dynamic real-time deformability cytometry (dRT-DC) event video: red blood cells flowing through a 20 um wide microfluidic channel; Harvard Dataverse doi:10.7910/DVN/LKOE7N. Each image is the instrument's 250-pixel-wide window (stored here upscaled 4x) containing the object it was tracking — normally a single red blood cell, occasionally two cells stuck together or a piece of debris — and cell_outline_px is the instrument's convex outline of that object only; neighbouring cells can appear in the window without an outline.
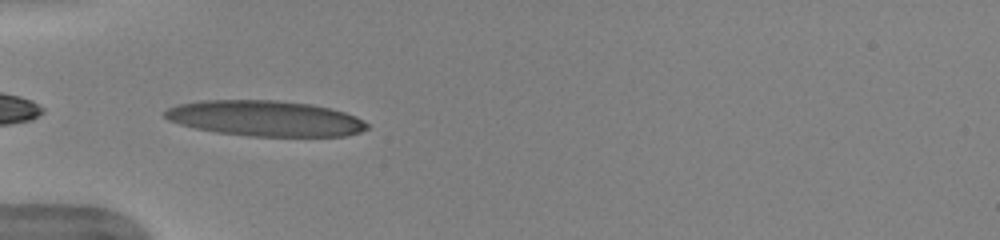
{"species": "human", "species_latin": "Homo sapiens", "temperature_condition": "warm", "stored_images_in_passage": 34, "camera_frame_rate_fps": 3000, "um_per_image_px": 0.085, "donor": {"sex": "female"}, "frame": {"image": 1, "passage_image": 1, "time_ms": 0.0, "image_size_px": [1000, 240], "cell_outline_px": [[368, 128], [360, 132], [344, 136], [248, 136], [216, 132], [196, 128], [180, 124], [168, 120], [164, 116], [164, 112], [168, 108], [176, 104], [200, 100], [276, 100], [312, 104], [344, 112], [356, 116], [368, 124]], "centroid_in_image_um": [22.52, 10.06], "position_along_channel_um": 62.5, "area_um2": 41.96}}
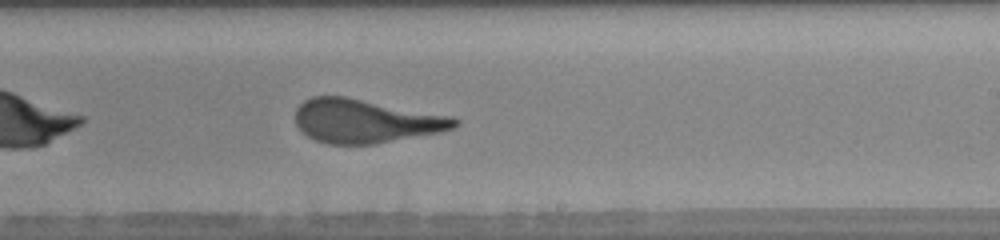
{"frame": {"image": 2, "passage_image": 15, "time_ms": 4.667, "image_size_px": [1000, 240], "cell_outline_px": [[460, 124], [456, 128], [440, 132], [372, 144], [328, 144], [316, 140], [308, 136], [296, 124], [296, 108], [304, 100], [312, 96], [344, 96], [452, 116], [460, 120]], "centroid_in_image_um": [31.09, 10.28], "position_along_channel_um": 257.9, "area_um2": 40.4}, "authors_computed_cell_mechanics": {"area_um2": 40.4889, "velocity_mm_per_s": 3.9904, "shape_relaxation_time_tau1_ms": 3.5545, "shape_relaxation_time_tau2_ms": 0.6909, "deformation_change_tau1": 0.2149, "deformation_change_tau2": 0.1081}}